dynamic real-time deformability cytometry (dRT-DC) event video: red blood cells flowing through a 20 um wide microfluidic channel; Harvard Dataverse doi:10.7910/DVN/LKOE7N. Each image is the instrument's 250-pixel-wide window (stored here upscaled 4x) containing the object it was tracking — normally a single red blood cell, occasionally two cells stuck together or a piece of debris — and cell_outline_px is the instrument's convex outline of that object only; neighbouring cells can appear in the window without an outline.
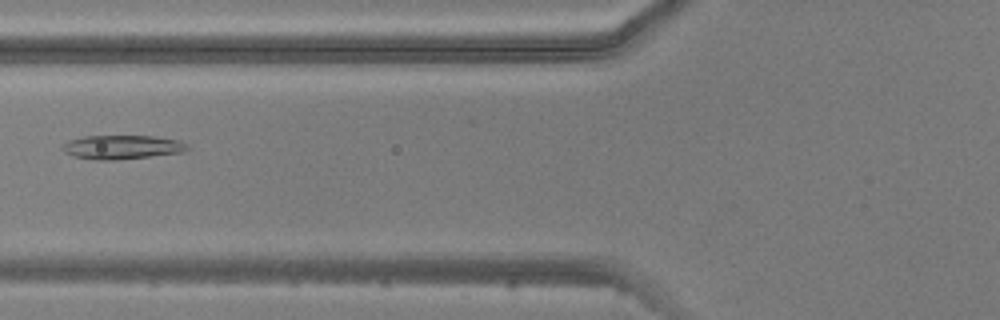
{"species": "common noctule bat (a hibernating species)", "species_latin": "Nyctalus noctula", "temperature_condition": "warm", "stored_images_in_passage": 2, "camera_frame_rate_fps": 3000, "um_per_image_px": 0.085, "animal": {"sex": "male", "body_mass_g": 20.5, "forearm_length_mm": 52.5}, "frame": {"image": 1, "passage_image": 2, "time_ms": 1.0, "image_size_px": [1000, 320], "cell_outline_px": [[188, 148], [184, 152], [116, 160], [96, 160], [76, 156], [64, 152], [60, 148], [68, 140], [84, 136], [152, 136], [180, 140], [188, 144]], "centroid_in_image_um": [10.38, 12.5], "position_along_channel_um": 115.4, "area_um2": 17.4}}